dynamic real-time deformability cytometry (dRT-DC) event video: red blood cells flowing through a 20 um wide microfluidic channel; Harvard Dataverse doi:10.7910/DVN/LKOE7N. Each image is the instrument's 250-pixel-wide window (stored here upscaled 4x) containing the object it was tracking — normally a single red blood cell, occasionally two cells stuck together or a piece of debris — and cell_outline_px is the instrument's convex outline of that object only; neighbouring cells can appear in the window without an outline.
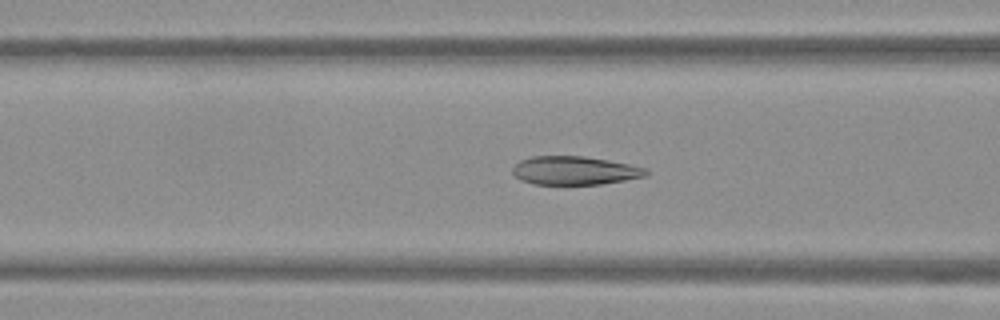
{"species": "Egyptian fruit bat (a non-hibernating species)", "species_latin": "Rousettus aegyptiacus", "temperature_condition": "warm", "stored_images_in_passage": 53, "camera_frame_rate_fps": 3000, "um_per_image_px": 0.085, "frame": {"image": 1, "passage_image": 21, "time_ms": 6.667, "image_size_px": [1000, 320], "cell_outline_px": [[648, 176], [600, 184], [532, 184], [520, 180], [512, 172], [512, 168], [520, 160], [532, 156], [584, 156], [608, 160], [648, 168]], "centroid_in_image_um": [48.85, 14.49], "position_along_channel_um": 117.8, "area_um2": 22.2}}
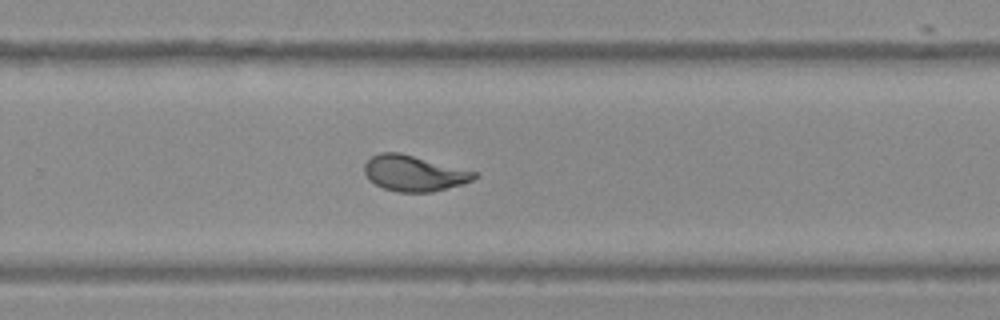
{"frame": {"image": 2, "passage_image": 35, "time_ms": 11.333, "image_size_px": [1000, 320], "cell_outline_px": [[480, 176], [464, 184], [432, 192], [396, 192], [384, 188], [368, 180], [364, 172], [364, 164], [372, 156], [380, 152], [400, 152], [476, 172]], "centroid_in_image_um": [35.18, 14.73], "position_along_channel_um": 294.6, "area_um2": 22.95}}
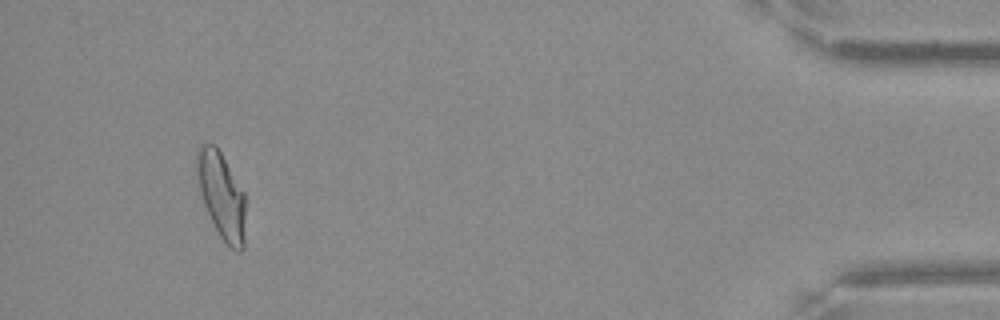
{"frame": {"image": 3, "passage_image": 50, "time_ms": 16.333, "image_size_px": [1000, 320], "cell_outline_px": [[244, 248], [240, 252], [236, 252], [224, 244], [204, 204], [200, 192], [196, 172], [196, 152], [200, 144], [216, 144], [244, 192]], "centroid_in_image_um": [18.82, 16.61], "position_along_channel_um": 416.4, "area_um2": 24.45}, "authors_computed_cell_mechanics": {"area_um2": 23.7558, "velocity_mm_per_s": 3.7861, "shape_relaxation_time_tau1_ms": 7.2675, "shape_relaxation_time_tau2_ms": 0.7823, "deformation_change_tau1": 0.2466, "deformation_change_tau2": 0.0556}}